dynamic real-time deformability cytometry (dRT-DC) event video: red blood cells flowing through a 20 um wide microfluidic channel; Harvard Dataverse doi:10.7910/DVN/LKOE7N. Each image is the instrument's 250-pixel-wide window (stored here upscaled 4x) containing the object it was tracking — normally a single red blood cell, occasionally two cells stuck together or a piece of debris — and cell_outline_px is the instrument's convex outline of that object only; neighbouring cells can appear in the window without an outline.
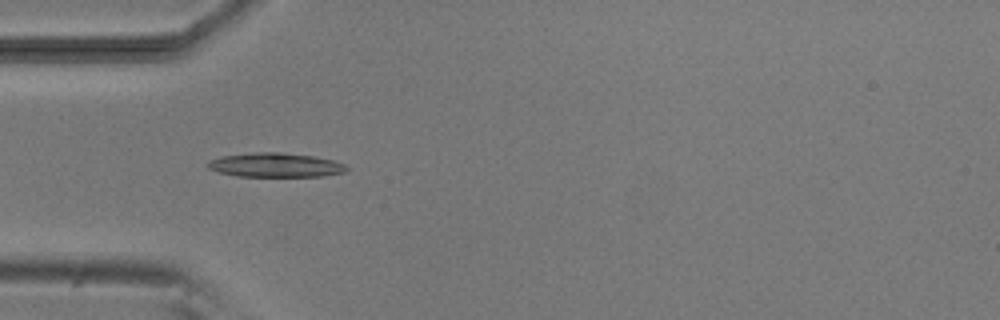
{"species": "common noctule bat (a hibernating species)", "species_latin": "Nyctalus noctula", "temperature_condition": "room temperature", "stored_images_in_passage": 6, "camera_frame_rate_fps": 3000, "um_per_image_px": 0.085, "animal": {"sex": "male", "body_mass_g": 20.5, "forearm_length_mm": 52.5}, "frame": {"image": 1, "passage_image": 5, "time_ms": 4.667, "image_size_px": [1000, 320], "cell_outline_px": [[348, 168], [344, 172], [324, 176], [240, 176], [220, 172], [208, 168], [208, 160], [220, 156], [256, 152], [280, 152], [312, 156], [332, 160], [344, 164]], "centroid_in_image_um": [23.4, 14.02], "position_along_channel_um": 61.6, "area_um2": 19.36}}
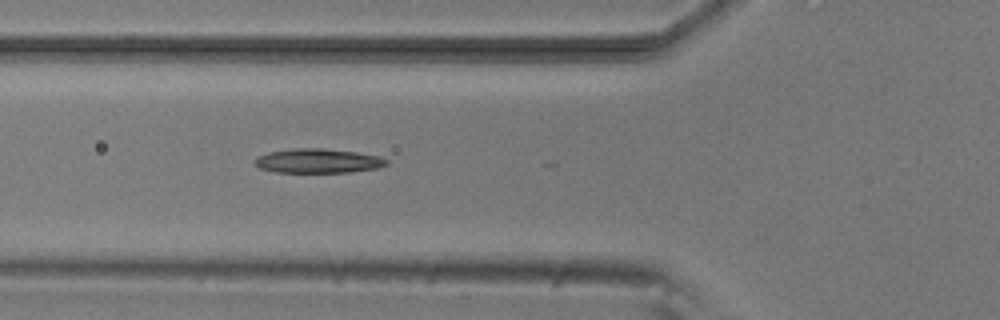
{"frame": {"image": 2, "passage_image": 6, "time_ms": 5.667, "image_size_px": [1000, 320], "cell_outline_px": [[388, 164], [380, 168], [352, 172], [276, 172], [260, 168], [256, 164], [256, 156], [268, 152], [292, 148], [324, 148], [356, 152], [380, 156], [388, 160]], "centroid_in_image_um": [27.07, 13.67], "position_along_channel_um": 98.7, "area_um2": 18.79}}